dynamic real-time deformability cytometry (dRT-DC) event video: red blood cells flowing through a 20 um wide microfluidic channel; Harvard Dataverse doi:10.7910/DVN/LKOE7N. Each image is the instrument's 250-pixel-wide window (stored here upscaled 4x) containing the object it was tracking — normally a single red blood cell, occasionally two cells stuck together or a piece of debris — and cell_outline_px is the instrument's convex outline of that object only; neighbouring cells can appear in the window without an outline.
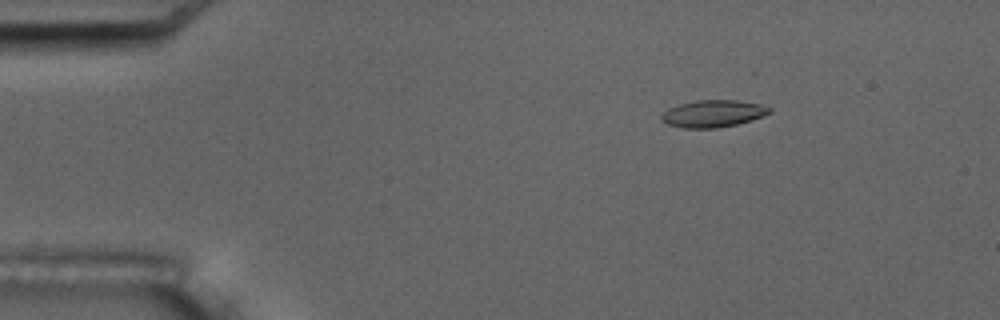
{"species": "common noctule bat (a hibernating species)", "species_latin": "Nyctalus noctula", "temperature_condition": "room temperature", "stored_images_in_passage": 4, "camera_frame_rate_fps": 3000, "um_per_image_px": 0.085, "animal": {"sex": "male", "body_mass_g": 17.5, "forearm_length_mm": 52.3}, "frame": {"image": 1, "passage_image": 2, "time_ms": 1.0, "image_size_px": [1000, 320], "cell_outline_px": [[772, 112], [764, 116], [752, 120], [736, 124], [716, 128], [684, 128], [668, 124], [660, 120], [660, 116], [668, 108], [680, 104], [696, 100], [736, 100], [760, 104], [772, 108]], "centroid_in_image_um": [60.62, 9.65], "position_along_channel_um": 24.4, "area_um2": 17.11}}